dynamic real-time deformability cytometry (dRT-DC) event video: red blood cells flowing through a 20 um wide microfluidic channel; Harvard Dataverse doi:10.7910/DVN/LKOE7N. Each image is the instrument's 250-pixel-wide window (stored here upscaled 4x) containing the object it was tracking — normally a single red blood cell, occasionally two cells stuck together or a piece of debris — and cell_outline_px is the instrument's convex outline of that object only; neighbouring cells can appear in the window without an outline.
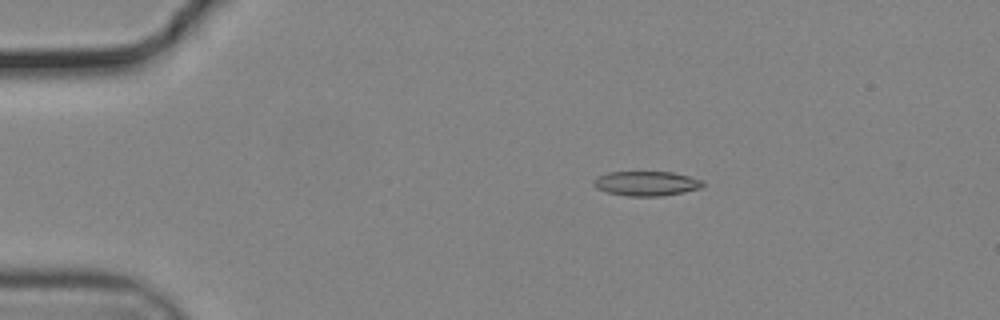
{"species": "common noctule bat (a hibernating species)", "species_latin": "Nyctalus noctula", "temperature_condition": "cold", "stored_images_in_passage": 56, "camera_frame_rate_fps": 3000, "um_per_image_px": 0.085, "animal": {"sex": "male", "body_mass_g": 19.2, "forearm_length_mm": 51.8}, "frame": {"image": 1, "passage_image": 11, "time_ms": 3.333, "image_size_px": [1000, 320], "cell_outline_px": [[704, 184], [700, 188], [684, 192], [660, 196], [628, 196], [608, 192], [596, 188], [592, 180], [596, 176], [608, 172], [672, 172], [704, 180]], "centroid_in_image_um": [54.93, 15.59], "position_along_channel_um": 30.1, "area_um2": 15.66}}
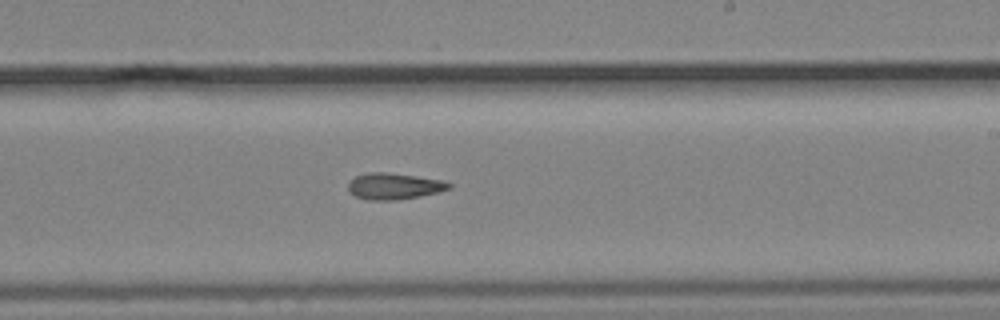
{"frame": {"image": 2, "passage_image": 34, "time_ms": 11.0, "image_size_px": [1000, 320], "cell_outline_px": [[452, 188], [440, 192], [420, 196], [396, 200], [368, 200], [356, 196], [348, 188], [348, 184], [356, 176], [368, 172], [388, 172], [444, 180], [452, 184]], "centroid_in_image_um": [33.55, 15.82], "position_along_channel_um": 255.4, "area_um2": 15.49}}
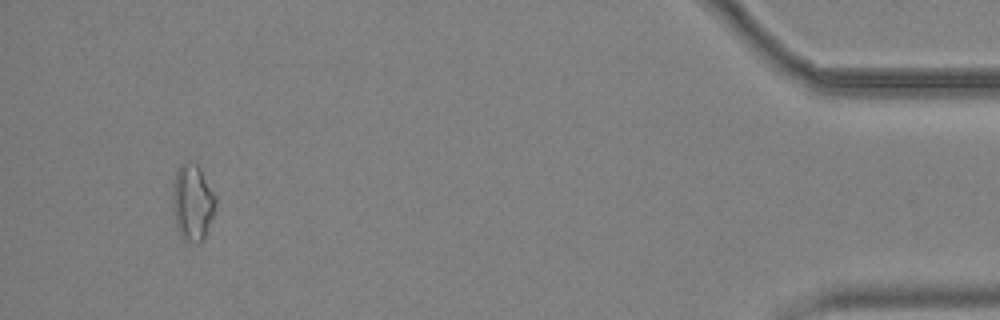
{"frame": {"image": 3, "passage_image": 53, "time_ms": 17.333, "image_size_px": [1000, 320], "cell_outline_px": [[216, 204], [204, 240], [200, 244], [196, 244], [184, 240], [180, 236], [176, 224], [172, 204], [172, 184], [176, 168], [184, 160], [188, 160], [196, 164], [200, 168], [216, 196]], "centroid_in_image_um": [16.34, 17.19], "position_along_channel_um": 418.9, "area_um2": 19.59}, "authors_computed_cell_mechanics": {"area_um2": 15.4615, "velocity_mm_per_s": 3.7237, "shape_relaxation_time_tau1_ms": null, "shape_relaxation_time_tau2_ms": 10.9469, "deformation_change_tau1": null, "deformation_change_tau2": 0.2304}}